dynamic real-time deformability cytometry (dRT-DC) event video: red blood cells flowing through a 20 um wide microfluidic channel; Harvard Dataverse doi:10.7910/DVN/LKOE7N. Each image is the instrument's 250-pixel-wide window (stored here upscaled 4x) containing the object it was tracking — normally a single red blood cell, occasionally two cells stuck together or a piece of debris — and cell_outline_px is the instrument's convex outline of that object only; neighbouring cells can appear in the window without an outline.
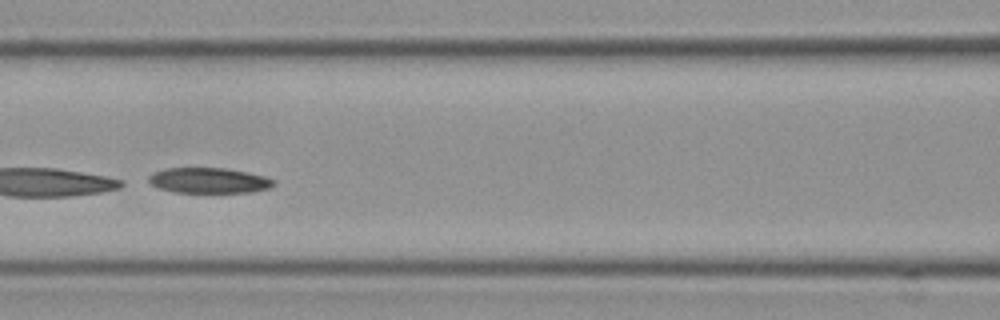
{"species": "Egyptian fruit bat (a non-hibernating species)", "species_latin": "Rousettus aegyptiacus", "temperature_condition": "cold", "stored_images_in_passage": 52, "camera_frame_rate_fps": 3000, "um_per_image_px": 0.085, "frame": {"image": 1, "passage_image": 21, "time_ms": 6.667, "image_size_px": [1000, 320], "cell_outline_px": [[276, 184], [268, 188], [252, 192], [172, 192], [160, 188], [152, 184], [148, 180], [148, 176], [156, 172], [168, 168], [224, 168], [264, 176], [276, 180]], "centroid_in_image_um": [17.78, 15.34], "position_along_channel_um": 148.8, "area_um2": 18.26}}
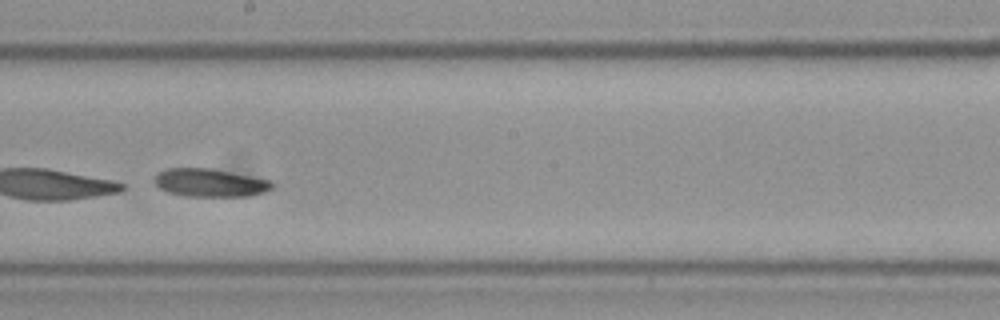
{"frame": {"image": 2, "passage_image": 28, "time_ms": 9.0, "image_size_px": [1000, 320], "cell_outline_px": [[276, 184], [272, 188], [264, 192], [248, 196], [184, 196], [168, 192], [160, 188], [156, 184], [156, 176], [160, 172], [168, 168], [208, 168], [272, 180]], "centroid_in_image_um": [17.9, 15.54], "position_along_channel_um": 230.3, "area_um2": 19.07}}
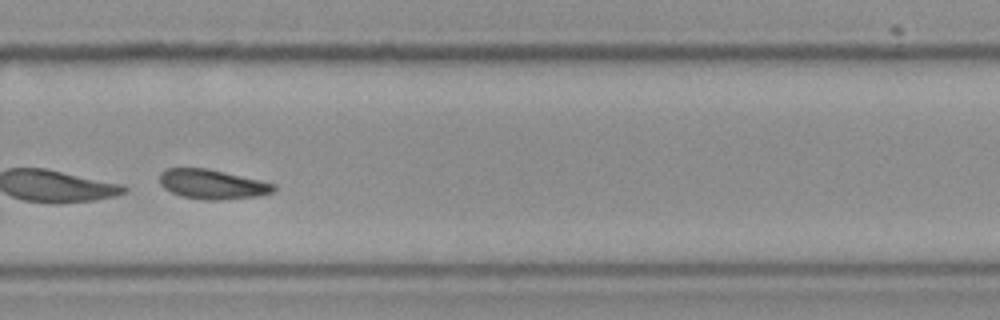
{"frame": {"image": 3, "passage_image": 35, "time_ms": 11.333, "image_size_px": [1000, 320], "cell_outline_px": [[276, 188], [272, 192], [256, 196], [220, 200], [204, 200], [180, 196], [164, 188], [160, 184], [160, 172], [168, 168], [208, 168], [276, 184]], "centroid_in_image_um": [18.02, 15.66], "position_along_channel_um": 311.8, "area_um2": 19.59}, "authors_computed_cell_mechanics": {"area_um2": 24.276, "velocity_mm_per_s": 3.4987, "shape_relaxation_time_tau1_ms": 6.7799, "shape_relaxation_time_tau2_ms": null, "deformation_change_tau1": 0.1392, "deformation_change_tau2": null}}